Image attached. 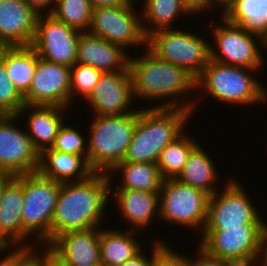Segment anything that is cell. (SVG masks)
Listing matches in <instances>:
<instances>
[{"instance_id": "6da1fadb", "label": "cell", "mask_w": 267, "mask_h": 266, "mask_svg": "<svg viewBox=\"0 0 267 266\" xmlns=\"http://www.w3.org/2000/svg\"><path fill=\"white\" fill-rule=\"evenodd\" d=\"M143 53L129 59L134 98L165 100L152 107L182 108L194 113L199 101L186 100L185 95L197 90L196 78L184 68L156 57L147 48Z\"/></svg>"}, {"instance_id": "7a4b0ae2", "label": "cell", "mask_w": 267, "mask_h": 266, "mask_svg": "<svg viewBox=\"0 0 267 266\" xmlns=\"http://www.w3.org/2000/svg\"><path fill=\"white\" fill-rule=\"evenodd\" d=\"M112 187L108 173L101 172L83 181L62 183L51 224V242L67 232L99 227L109 197H113Z\"/></svg>"}, {"instance_id": "3957f363", "label": "cell", "mask_w": 267, "mask_h": 266, "mask_svg": "<svg viewBox=\"0 0 267 266\" xmlns=\"http://www.w3.org/2000/svg\"><path fill=\"white\" fill-rule=\"evenodd\" d=\"M192 114L182 108L140 109L132 141L122 162L157 163L167 145L185 131Z\"/></svg>"}, {"instance_id": "277c9868", "label": "cell", "mask_w": 267, "mask_h": 266, "mask_svg": "<svg viewBox=\"0 0 267 266\" xmlns=\"http://www.w3.org/2000/svg\"><path fill=\"white\" fill-rule=\"evenodd\" d=\"M139 110L122 115L93 116L87 162L94 172L108 173L122 162L132 141Z\"/></svg>"}, {"instance_id": "5b68a950", "label": "cell", "mask_w": 267, "mask_h": 266, "mask_svg": "<svg viewBox=\"0 0 267 266\" xmlns=\"http://www.w3.org/2000/svg\"><path fill=\"white\" fill-rule=\"evenodd\" d=\"M252 71L259 69L226 65L210 59L196 79V87L218 102L246 107L247 104H262L267 100V88L263 82L254 79L257 76Z\"/></svg>"}, {"instance_id": "8992f818", "label": "cell", "mask_w": 267, "mask_h": 266, "mask_svg": "<svg viewBox=\"0 0 267 266\" xmlns=\"http://www.w3.org/2000/svg\"><path fill=\"white\" fill-rule=\"evenodd\" d=\"M266 226L242 224L225 230H203L199 247L220 260L240 266L257 265L262 255Z\"/></svg>"}, {"instance_id": "52a82bcc", "label": "cell", "mask_w": 267, "mask_h": 266, "mask_svg": "<svg viewBox=\"0 0 267 266\" xmlns=\"http://www.w3.org/2000/svg\"><path fill=\"white\" fill-rule=\"evenodd\" d=\"M210 43L181 29H160L147 35L146 48L156 57L187 70L196 79L210 61Z\"/></svg>"}, {"instance_id": "ba28073f", "label": "cell", "mask_w": 267, "mask_h": 266, "mask_svg": "<svg viewBox=\"0 0 267 266\" xmlns=\"http://www.w3.org/2000/svg\"><path fill=\"white\" fill-rule=\"evenodd\" d=\"M61 184L38 172L23 174V227L30 235L37 234L39 244L46 247L51 243V224Z\"/></svg>"}, {"instance_id": "9c48e42d", "label": "cell", "mask_w": 267, "mask_h": 266, "mask_svg": "<svg viewBox=\"0 0 267 266\" xmlns=\"http://www.w3.org/2000/svg\"><path fill=\"white\" fill-rule=\"evenodd\" d=\"M209 195L203 190L164 179L159 191V218L189 229H201L207 222ZM199 228V229H198Z\"/></svg>"}, {"instance_id": "30bf717a", "label": "cell", "mask_w": 267, "mask_h": 266, "mask_svg": "<svg viewBox=\"0 0 267 266\" xmlns=\"http://www.w3.org/2000/svg\"><path fill=\"white\" fill-rule=\"evenodd\" d=\"M219 20L223 25H214L213 19L209 21L210 26L214 27L211 35L215 41V44H210V58L226 65L262 70L261 66L266 61L261 53L263 40L228 22L224 17L220 16Z\"/></svg>"}, {"instance_id": "8fae6325", "label": "cell", "mask_w": 267, "mask_h": 266, "mask_svg": "<svg viewBox=\"0 0 267 266\" xmlns=\"http://www.w3.org/2000/svg\"><path fill=\"white\" fill-rule=\"evenodd\" d=\"M225 186L209 196L204 230H225L242 224H267L247 196L238 180H227ZM221 192V193H219Z\"/></svg>"}, {"instance_id": "7c38bea8", "label": "cell", "mask_w": 267, "mask_h": 266, "mask_svg": "<svg viewBox=\"0 0 267 266\" xmlns=\"http://www.w3.org/2000/svg\"><path fill=\"white\" fill-rule=\"evenodd\" d=\"M133 2L121 7L93 8L87 32L125 50L131 46L146 45L147 36L143 31L141 15L136 13Z\"/></svg>"}, {"instance_id": "4fadbf2b", "label": "cell", "mask_w": 267, "mask_h": 266, "mask_svg": "<svg viewBox=\"0 0 267 266\" xmlns=\"http://www.w3.org/2000/svg\"><path fill=\"white\" fill-rule=\"evenodd\" d=\"M81 33L51 14L39 15L31 47L44 60L72 67L77 60Z\"/></svg>"}, {"instance_id": "5bb4252c", "label": "cell", "mask_w": 267, "mask_h": 266, "mask_svg": "<svg viewBox=\"0 0 267 266\" xmlns=\"http://www.w3.org/2000/svg\"><path fill=\"white\" fill-rule=\"evenodd\" d=\"M18 115L0 118V173L12 176L36 173L40 153L34 148L26 130L16 126Z\"/></svg>"}, {"instance_id": "9a60e30c", "label": "cell", "mask_w": 267, "mask_h": 266, "mask_svg": "<svg viewBox=\"0 0 267 266\" xmlns=\"http://www.w3.org/2000/svg\"><path fill=\"white\" fill-rule=\"evenodd\" d=\"M25 105H71L70 67L38 57L28 92L23 96Z\"/></svg>"}, {"instance_id": "2e32d148", "label": "cell", "mask_w": 267, "mask_h": 266, "mask_svg": "<svg viewBox=\"0 0 267 266\" xmlns=\"http://www.w3.org/2000/svg\"><path fill=\"white\" fill-rule=\"evenodd\" d=\"M134 99L129 68L116 72L102 73L93 91L86 98L95 116L122 115L135 112L130 110Z\"/></svg>"}, {"instance_id": "e0dca14e", "label": "cell", "mask_w": 267, "mask_h": 266, "mask_svg": "<svg viewBox=\"0 0 267 266\" xmlns=\"http://www.w3.org/2000/svg\"><path fill=\"white\" fill-rule=\"evenodd\" d=\"M101 226L57 236L47 248L67 266H94L100 259Z\"/></svg>"}, {"instance_id": "ac0fdd59", "label": "cell", "mask_w": 267, "mask_h": 266, "mask_svg": "<svg viewBox=\"0 0 267 266\" xmlns=\"http://www.w3.org/2000/svg\"><path fill=\"white\" fill-rule=\"evenodd\" d=\"M38 16L24 0H0V47L31 46Z\"/></svg>"}, {"instance_id": "d6986e66", "label": "cell", "mask_w": 267, "mask_h": 266, "mask_svg": "<svg viewBox=\"0 0 267 266\" xmlns=\"http://www.w3.org/2000/svg\"><path fill=\"white\" fill-rule=\"evenodd\" d=\"M123 47L102 37L82 32L79 37L76 63L90 65L103 73L127 70L130 55Z\"/></svg>"}, {"instance_id": "ffe728a7", "label": "cell", "mask_w": 267, "mask_h": 266, "mask_svg": "<svg viewBox=\"0 0 267 266\" xmlns=\"http://www.w3.org/2000/svg\"><path fill=\"white\" fill-rule=\"evenodd\" d=\"M23 174L16 175L4 187L0 205V239L6 246L26 243L30 234L23 227Z\"/></svg>"}, {"instance_id": "44dd1931", "label": "cell", "mask_w": 267, "mask_h": 266, "mask_svg": "<svg viewBox=\"0 0 267 266\" xmlns=\"http://www.w3.org/2000/svg\"><path fill=\"white\" fill-rule=\"evenodd\" d=\"M65 110L59 106L25 105L17 114L22 118L27 112L26 133L39 153L53 146L59 129L66 122L63 120Z\"/></svg>"}, {"instance_id": "7402d4cb", "label": "cell", "mask_w": 267, "mask_h": 266, "mask_svg": "<svg viewBox=\"0 0 267 266\" xmlns=\"http://www.w3.org/2000/svg\"><path fill=\"white\" fill-rule=\"evenodd\" d=\"M113 193L117 209L129 223L130 230L142 231L151 224L155 215H159V192L116 189Z\"/></svg>"}, {"instance_id": "603a6c76", "label": "cell", "mask_w": 267, "mask_h": 266, "mask_svg": "<svg viewBox=\"0 0 267 266\" xmlns=\"http://www.w3.org/2000/svg\"><path fill=\"white\" fill-rule=\"evenodd\" d=\"M37 172L60 183L83 181L94 173L82 155L63 153L52 148L40 153Z\"/></svg>"}, {"instance_id": "cb8c5ba5", "label": "cell", "mask_w": 267, "mask_h": 266, "mask_svg": "<svg viewBox=\"0 0 267 266\" xmlns=\"http://www.w3.org/2000/svg\"><path fill=\"white\" fill-rule=\"evenodd\" d=\"M221 12V17L247 33L262 40L267 36V0H230Z\"/></svg>"}, {"instance_id": "d4e9b609", "label": "cell", "mask_w": 267, "mask_h": 266, "mask_svg": "<svg viewBox=\"0 0 267 266\" xmlns=\"http://www.w3.org/2000/svg\"><path fill=\"white\" fill-rule=\"evenodd\" d=\"M201 146L203 145L198 143L191 150L182 172L176 179L184 185L201 189L211 196L219 190L215 186L219 173L214 161Z\"/></svg>"}, {"instance_id": "484cf974", "label": "cell", "mask_w": 267, "mask_h": 266, "mask_svg": "<svg viewBox=\"0 0 267 266\" xmlns=\"http://www.w3.org/2000/svg\"><path fill=\"white\" fill-rule=\"evenodd\" d=\"M128 231L101 228L100 259L104 266H119L142 250V245L136 241L140 231Z\"/></svg>"}, {"instance_id": "4316f807", "label": "cell", "mask_w": 267, "mask_h": 266, "mask_svg": "<svg viewBox=\"0 0 267 266\" xmlns=\"http://www.w3.org/2000/svg\"><path fill=\"white\" fill-rule=\"evenodd\" d=\"M120 173L122 177L121 185L116 189H133L146 192H159L162 186L163 178L159 172L157 163L149 162H120L116 164L109 172L108 176L111 184L113 175Z\"/></svg>"}, {"instance_id": "83f0119b", "label": "cell", "mask_w": 267, "mask_h": 266, "mask_svg": "<svg viewBox=\"0 0 267 266\" xmlns=\"http://www.w3.org/2000/svg\"><path fill=\"white\" fill-rule=\"evenodd\" d=\"M0 58L5 63L9 79L24 96L32 83L37 53L31 46L0 47Z\"/></svg>"}, {"instance_id": "f1b7e54d", "label": "cell", "mask_w": 267, "mask_h": 266, "mask_svg": "<svg viewBox=\"0 0 267 266\" xmlns=\"http://www.w3.org/2000/svg\"><path fill=\"white\" fill-rule=\"evenodd\" d=\"M144 2L141 19L146 22L142 21L146 36L156 30L174 28L172 23L181 15L185 17L186 14L192 15L181 0H144Z\"/></svg>"}, {"instance_id": "f546056e", "label": "cell", "mask_w": 267, "mask_h": 266, "mask_svg": "<svg viewBox=\"0 0 267 266\" xmlns=\"http://www.w3.org/2000/svg\"><path fill=\"white\" fill-rule=\"evenodd\" d=\"M198 140L182 133L161 152L157 166L163 179H176L182 172L191 150Z\"/></svg>"}, {"instance_id": "4dcf8cb0", "label": "cell", "mask_w": 267, "mask_h": 266, "mask_svg": "<svg viewBox=\"0 0 267 266\" xmlns=\"http://www.w3.org/2000/svg\"><path fill=\"white\" fill-rule=\"evenodd\" d=\"M93 13L90 0H55L51 15L81 32H87Z\"/></svg>"}, {"instance_id": "1f68e13d", "label": "cell", "mask_w": 267, "mask_h": 266, "mask_svg": "<svg viewBox=\"0 0 267 266\" xmlns=\"http://www.w3.org/2000/svg\"><path fill=\"white\" fill-rule=\"evenodd\" d=\"M102 71L90 66L75 63L70 67V91L71 104L74 100V95H82L85 100L93 91L95 84L99 81Z\"/></svg>"}, {"instance_id": "d6a6232c", "label": "cell", "mask_w": 267, "mask_h": 266, "mask_svg": "<svg viewBox=\"0 0 267 266\" xmlns=\"http://www.w3.org/2000/svg\"><path fill=\"white\" fill-rule=\"evenodd\" d=\"M24 106V98L9 79L5 63L0 58V113L17 115Z\"/></svg>"}, {"instance_id": "836d02e7", "label": "cell", "mask_w": 267, "mask_h": 266, "mask_svg": "<svg viewBox=\"0 0 267 266\" xmlns=\"http://www.w3.org/2000/svg\"><path fill=\"white\" fill-rule=\"evenodd\" d=\"M77 129L72 125L63 124L51 148L63 153L82 155L87 160L88 142Z\"/></svg>"}, {"instance_id": "e575fe53", "label": "cell", "mask_w": 267, "mask_h": 266, "mask_svg": "<svg viewBox=\"0 0 267 266\" xmlns=\"http://www.w3.org/2000/svg\"><path fill=\"white\" fill-rule=\"evenodd\" d=\"M190 257L178 254L165 244L153 257L151 266H190Z\"/></svg>"}, {"instance_id": "d590c367", "label": "cell", "mask_w": 267, "mask_h": 266, "mask_svg": "<svg viewBox=\"0 0 267 266\" xmlns=\"http://www.w3.org/2000/svg\"><path fill=\"white\" fill-rule=\"evenodd\" d=\"M13 251L10 250L5 257L0 258V266H22L33 254L35 248L32 244H22L21 246H11ZM17 247V248H16Z\"/></svg>"}, {"instance_id": "8d00e7d4", "label": "cell", "mask_w": 267, "mask_h": 266, "mask_svg": "<svg viewBox=\"0 0 267 266\" xmlns=\"http://www.w3.org/2000/svg\"><path fill=\"white\" fill-rule=\"evenodd\" d=\"M197 248V257L194 259H190V266H240L230 261L220 260L215 257H212L200 247Z\"/></svg>"}, {"instance_id": "74e56055", "label": "cell", "mask_w": 267, "mask_h": 266, "mask_svg": "<svg viewBox=\"0 0 267 266\" xmlns=\"http://www.w3.org/2000/svg\"><path fill=\"white\" fill-rule=\"evenodd\" d=\"M165 245L162 241H154L153 246L151 247L152 251L150 252L151 257H147L144 254V251H140L133 258L127 260L119 266H151L153 262L154 255ZM152 253V254H151Z\"/></svg>"}, {"instance_id": "f35d334b", "label": "cell", "mask_w": 267, "mask_h": 266, "mask_svg": "<svg viewBox=\"0 0 267 266\" xmlns=\"http://www.w3.org/2000/svg\"><path fill=\"white\" fill-rule=\"evenodd\" d=\"M42 248H45L44 251L41 250L43 253L40 252L39 254L35 250L36 253L34 252L31 256L35 260L36 266H67L47 247L43 246Z\"/></svg>"}, {"instance_id": "ab89813d", "label": "cell", "mask_w": 267, "mask_h": 266, "mask_svg": "<svg viewBox=\"0 0 267 266\" xmlns=\"http://www.w3.org/2000/svg\"><path fill=\"white\" fill-rule=\"evenodd\" d=\"M186 9L193 15L202 13L203 10H210L216 8L214 6V0H181Z\"/></svg>"}, {"instance_id": "60d3db41", "label": "cell", "mask_w": 267, "mask_h": 266, "mask_svg": "<svg viewBox=\"0 0 267 266\" xmlns=\"http://www.w3.org/2000/svg\"><path fill=\"white\" fill-rule=\"evenodd\" d=\"M39 15L51 14L55 5V0H24ZM46 12H45V10Z\"/></svg>"}, {"instance_id": "b9f144b4", "label": "cell", "mask_w": 267, "mask_h": 266, "mask_svg": "<svg viewBox=\"0 0 267 266\" xmlns=\"http://www.w3.org/2000/svg\"><path fill=\"white\" fill-rule=\"evenodd\" d=\"M132 0H90L93 8L127 6Z\"/></svg>"}, {"instance_id": "7bdbcfd3", "label": "cell", "mask_w": 267, "mask_h": 266, "mask_svg": "<svg viewBox=\"0 0 267 266\" xmlns=\"http://www.w3.org/2000/svg\"><path fill=\"white\" fill-rule=\"evenodd\" d=\"M14 178L11 174L0 173V205L3 196L4 187Z\"/></svg>"}, {"instance_id": "ee69618b", "label": "cell", "mask_w": 267, "mask_h": 266, "mask_svg": "<svg viewBox=\"0 0 267 266\" xmlns=\"http://www.w3.org/2000/svg\"><path fill=\"white\" fill-rule=\"evenodd\" d=\"M259 263L261 266H267V226L263 237L262 255Z\"/></svg>"}, {"instance_id": "f6af8a7d", "label": "cell", "mask_w": 267, "mask_h": 266, "mask_svg": "<svg viewBox=\"0 0 267 266\" xmlns=\"http://www.w3.org/2000/svg\"><path fill=\"white\" fill-rule=\"evenodd\" d=\"M230 0H214V6H218V9L222 11L223 8Z\"/></svg>"}, {"instance_id": "bcb514c9", "label": "cell", "mask_w": 267, "mask_h": 266, "mask_svg": "<svg viewBox=\"0 0 267 266\" xmlns=\"http://www.w3.org/2000/svg\"><path fill=\"white\" fill-rule=\"evenodd\" d=\"M22 266H36V262L32 257H30Z\"/></svg>"}, {"instance_id": "7dc6e473", "label": "cell", "mask_w": 267, "mask_h": 266, "mask_svg": "<svg viewBox=\"0 0 267 266\" xmlns=\"http://www.w3.org/2000/svg\"><path fill=\"white\" fill-rule=\"evenodd\" d=\"M9 247L11 248V246H6L5 243L0 239V253L7 251Z\"/></svg>"}, {"instance_id": "c3c4849f", "label": "cell", "mask_w": 267, "mask_h": 266, "mask_svg": "<svg viewBox=\"0 0 267 266\" xmlns=\"http://www.w3.org/2000/svg\"><path fill=\"white\" fill-rule=\"evenodd\" d=\"M262 49H263L262 51H264V49H265V51L267 52V36L263 39V48Z\"/></svg>"}, {"instance_id": "681fc988", "label": "cell", "mask_w": 267, "mask_h": 266, "mask_svg": "<svg viewBox=\"0 0 267 266\" xmlns=\"http://www.w3.org/2000/svg\"><path fill=\"white\" fill-rule=\"evenodd\" d=\"M94 266H104L102 263L98 264V265H94Z\"/></svg>"}]
</instances>
